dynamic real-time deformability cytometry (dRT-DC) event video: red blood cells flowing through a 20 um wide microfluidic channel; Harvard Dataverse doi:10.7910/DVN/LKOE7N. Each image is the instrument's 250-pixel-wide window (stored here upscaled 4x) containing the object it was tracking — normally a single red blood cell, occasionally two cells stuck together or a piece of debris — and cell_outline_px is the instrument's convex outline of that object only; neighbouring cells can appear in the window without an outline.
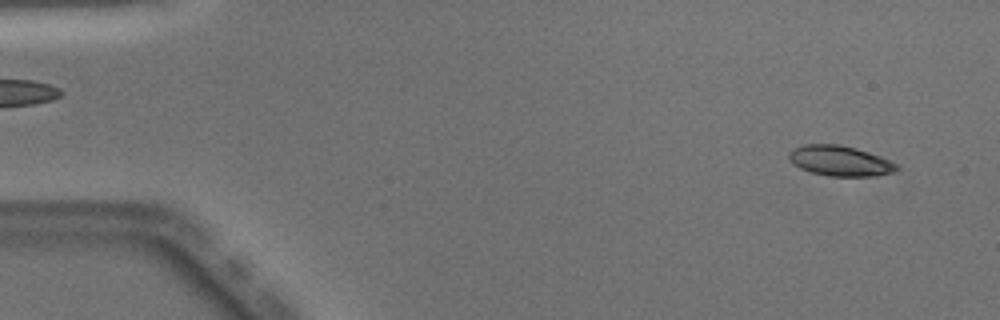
{"species": "Egyptian fruit bat (a non-hibernating species)", "species_latin": "Rousettus aegyptiacus", "temperature_condition": "warm", "stored_images_in_passage": 49, "camera_frame_rate_fps": 3000, "um_per_image_px": 0.085, "animal": {"sex": "male"}, "frame": {"image": 1, "passage_image": 3, "time_ms": 0.667, "image_size_px": [1000, 320], "cell_outline_px": [[900, 168], [892, 172], [876, 176], [828, 176], [812, 172], [800, 168], [792, 164], [788, 160], [788, 152], [804, 144], [840, 144], [856, 148], [880, 156], [896, 164]], "centroid_in_image_um": [71.37, 13.67], "position_along_channel_um": 13.6, "area_um2": 19.02}}
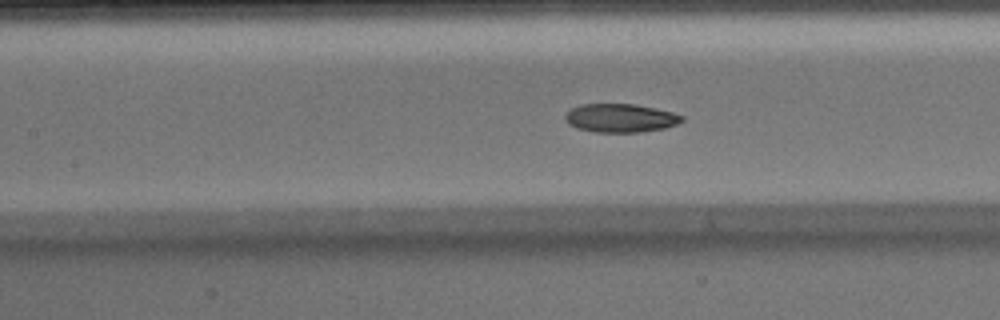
{"frame": {"image": 2, "passage_image": 22, "time_ms": 7.0, "image_size_px": [1000, 320], "cell_outline_px": [[684, 120], [676, 124], [664, 128], [640, 132], [592, 132], [576, 128], [568, 124], [564, 120], [564, 116], [572, 108], [580, 104], [632, 104], [672, 112], [684, 116]], "centroid_in_image_um": [52.7, 10.04], "position_along_channel_um": 154.7, "area_um2": 19.36}}
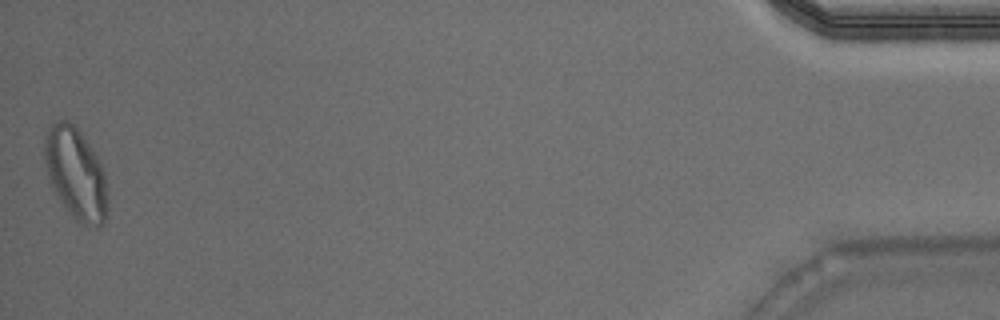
{"frame": {"image": 3, "passage_image": 49, "time_ms": 16.0, "image_size_px": [1000, 320], "cell_outline_px": [[108, 200], [104, 220], [96, 228], [88, 228], [76, 220], [72, 216], [52, 188], [48, 176], [44, 160], [44, 140], [52, 124], [56, 120], [68, 120], [80, 132], [100, 160], [104, 172]], "centroid_in_image_um": [6.44, 14.77], "position_along_channel_um": 428.8, "area_um2": 33.47}, "authors_computed_cell_mechanics": {"area_um2": 19.8254, "velocity_mm_per_s": 4.0605, "shape_relaxation_time_tau1_ms": 3.6753, "shape_relaxation_time_tau2_ms": 2.0162, "deformation_change_tau1": 0.1786, "deformation_change_tau2": 0.0783}}